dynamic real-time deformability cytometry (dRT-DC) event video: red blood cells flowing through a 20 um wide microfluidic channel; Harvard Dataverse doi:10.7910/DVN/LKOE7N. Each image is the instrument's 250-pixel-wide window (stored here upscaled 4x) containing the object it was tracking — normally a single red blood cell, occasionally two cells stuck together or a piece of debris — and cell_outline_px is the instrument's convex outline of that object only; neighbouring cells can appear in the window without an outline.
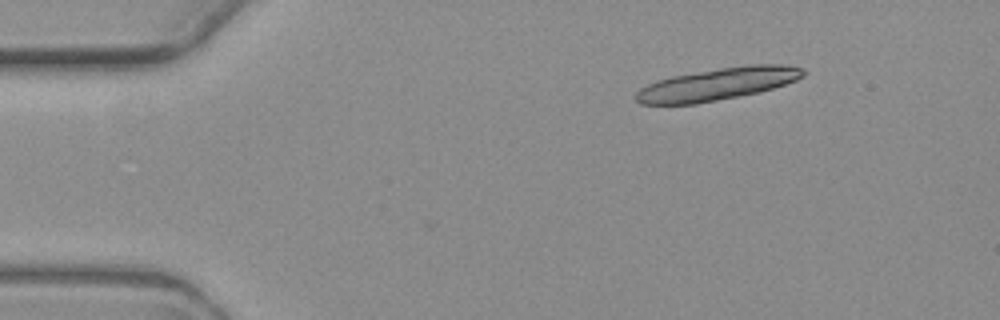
{"species": "common noctule bat (a hibernating species)", "species_latin": "Nyctalus noctula", "temperature_condition": "warm", "stored_images_in_passage": 4, "camera_frame_rate_fps": 3000, "um_per_image_px": 0.085, "animal": {"sex": "female", "body_mass_g": 19.3, "forearm_length_mm": 54.1}, "frame": {"image": 1, "passage_image": 2, "time_ms": 1.0, "image_size_px": [1000, 320], "cell_outline_px": [[808, 72], [804, 76], [796, 80], [760, 92], [696, 104], [640, 104], [636, 100], [636, 92], [640, 88], [656, 80], [672, 76], [720, 68], [748, 64], [788, 64], [804, 68]], "centroid_in_image_um": [61.03, 7.13], "position_along_channel_um": 24.0, "area_um2": 31.56}}